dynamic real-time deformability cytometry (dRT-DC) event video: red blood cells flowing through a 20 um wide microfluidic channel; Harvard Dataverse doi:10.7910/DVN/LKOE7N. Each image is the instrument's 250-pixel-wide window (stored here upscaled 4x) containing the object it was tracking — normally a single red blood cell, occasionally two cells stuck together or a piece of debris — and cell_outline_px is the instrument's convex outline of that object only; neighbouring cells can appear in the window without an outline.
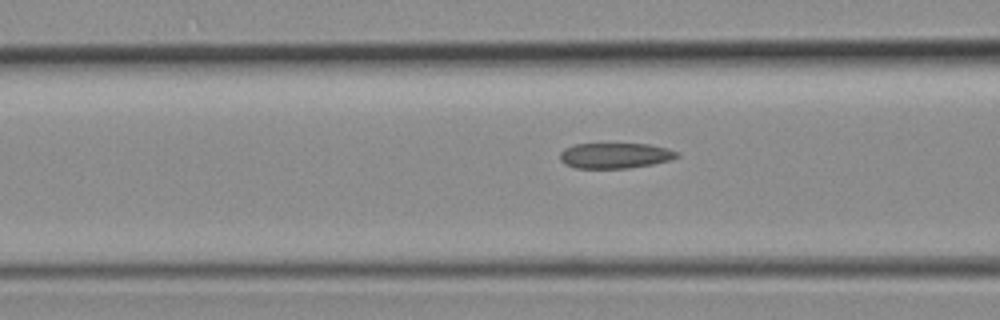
{"species": "common noctule bat (a hibernating species)", "species_latin": "Nyctalus noctula", "temperature_condition": "room temperature", "stored_images_in_passage": 5, "camera_frame_rate_fps": 3000, "um_per_image_px": 0.085, "animal": {"sex": "female", "body_mass_g": 19.3, "forearm_length_mm": 54.1}, "frame": {"image": 1, "passage_image": 5, "time_ms": 1.333, "image_size_px": [1000, 320], "cell_outline_px": [[680, 156], [668, 160], [652, 164], [628, 168], [576, 168], [564, 164], [560, 160], [560, 152], [564, 148], [576, 144], [648, 144], [668, 148], [676, 152]], "centroid_in_image_um": [52.24, 13.22], "position_along_channel_um": 114.4, "area_um2": 17.28}}